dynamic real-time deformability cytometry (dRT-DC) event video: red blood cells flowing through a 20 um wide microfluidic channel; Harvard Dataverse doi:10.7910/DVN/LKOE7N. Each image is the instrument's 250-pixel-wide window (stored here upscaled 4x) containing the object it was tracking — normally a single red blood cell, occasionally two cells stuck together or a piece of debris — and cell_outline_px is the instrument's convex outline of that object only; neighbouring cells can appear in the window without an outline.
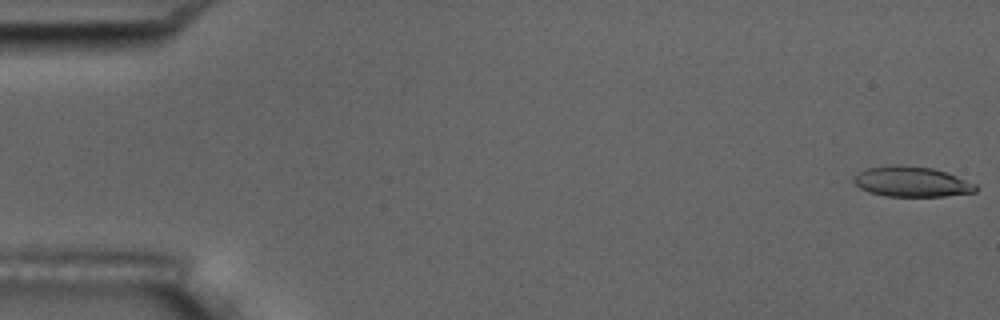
{"species": "common noctule bat (a hibernating species)", "species_latin": "Nyctalus noctula", "temperature_condition": "room temperature", "stored_images_in_passage": 8, "camera_frame_rate_fps": 3000, "um_per_image_px": 0.085, "animal": {"sex": "male", "body_mass_g": 17.5, "forearm_length_mm": 52.3}, "frame": {"image": 1, "passage_image": 1, "time_ms": 0.0, "image_size_px": [1000, 320], "cell_outline_px": [[976, 192], [944, 196], [884, 196], [868, 192], [860, 188], [852, 180], [860, 172], [868, 168], [896, 164], [932, 168], [956, 176], [976, 184]], "centroid_in_image_um": [77.48, 15.45], "position_along_channel_um": 7.5, "area_um2": 21.27}}